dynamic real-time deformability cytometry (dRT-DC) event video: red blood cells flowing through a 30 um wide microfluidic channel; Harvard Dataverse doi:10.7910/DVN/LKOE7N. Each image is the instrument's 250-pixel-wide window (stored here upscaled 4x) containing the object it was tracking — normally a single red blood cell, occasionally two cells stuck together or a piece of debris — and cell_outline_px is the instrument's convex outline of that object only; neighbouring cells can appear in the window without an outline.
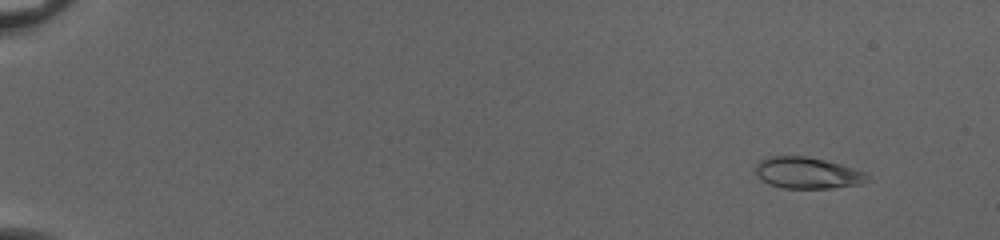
{"species": "common noctule bat (a hibernating species)", "species_latin": "Nyctalus noctula", "temperature_condition": "cold", "stored_images_in_passage": 54, "camera_frame_rate_fps": 3000, "um_per_image_px": 0.085, "animal": {"sex": "female", "body_mass_g": 20.0, "forearm_length_mm": 54.0}, "frame": {"image": 1, "passage_image": 6, "time_ms": 1.667, "image_size_px": [1000, 240], "cell_outline_px": [[868, 176], [860, 184], [832, 188], [784, 188], [768, 184], [756, 172], [756, 164], [760, 160], [772, 156], [804, 156], [824, 160], [840, 164], [864, 172]], "centroid_in_image_um": [68.6, 14.7], "position_along_channel_um": 16.4, "area_um2": 20.0}}
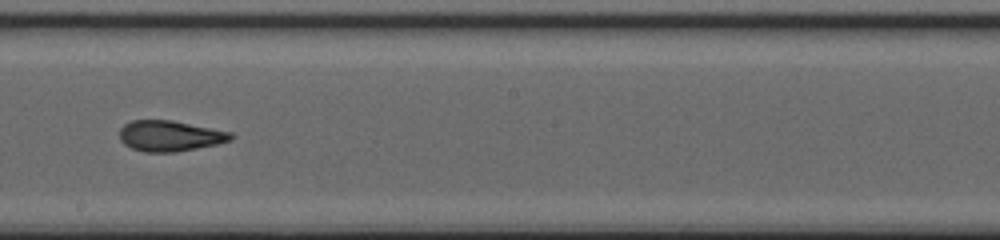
{"frame": {"image": 2, "passage_image": 34, "time_ms": 11.0, "image_size_px": [1000, 240], "cell_outline_px": [[236, 136], [232, 140], [216, 144], [176, 152], [144, 152], [132, 148], [124, 144], [120, 140], [120, 128], [124, 124], [132, 120], [172, 120], [232, 132]], "centroid_in_image_um": [14.45, 11.55], "position_along_channel_um": 233.7, "area_um2": 20.0}}
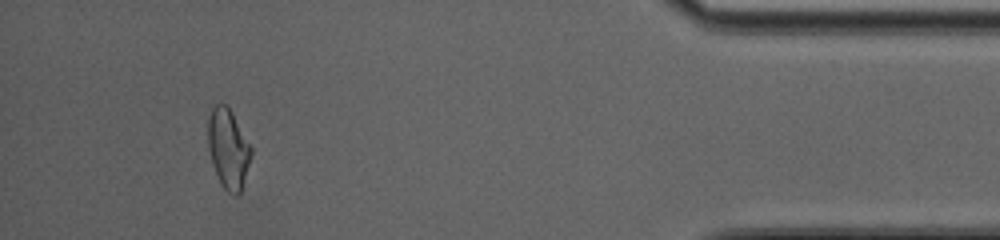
{"frame": {"image": 3, "passage_image": 51, "time_ms": 16.667, "image_size_px": [1000, 240], "cell_outline_px": [[252, 152], [240, 192], [236, 196], [232, 196], [220, 184], [212, 164], [208, 148], [208, 116], [212, 108], [216, 104], [228, 104], [252, 148]], "centroid_in_image_um": [19.38, 12.62], "position_along_channel_um": 415.8, "area_um2": 20.06}, "authors_computed_cell_mechanics": {"area_um2": 20.1433, "velocity_mm_per_s": 4.0635, "shape_relaxation_time_tau1_ms": 7.4488, "shape_relaxation_time_tau2_ms": 1.8653, "deformation_change_tau1": 0.2215, "deformation_change_tau2": 0.0939}}